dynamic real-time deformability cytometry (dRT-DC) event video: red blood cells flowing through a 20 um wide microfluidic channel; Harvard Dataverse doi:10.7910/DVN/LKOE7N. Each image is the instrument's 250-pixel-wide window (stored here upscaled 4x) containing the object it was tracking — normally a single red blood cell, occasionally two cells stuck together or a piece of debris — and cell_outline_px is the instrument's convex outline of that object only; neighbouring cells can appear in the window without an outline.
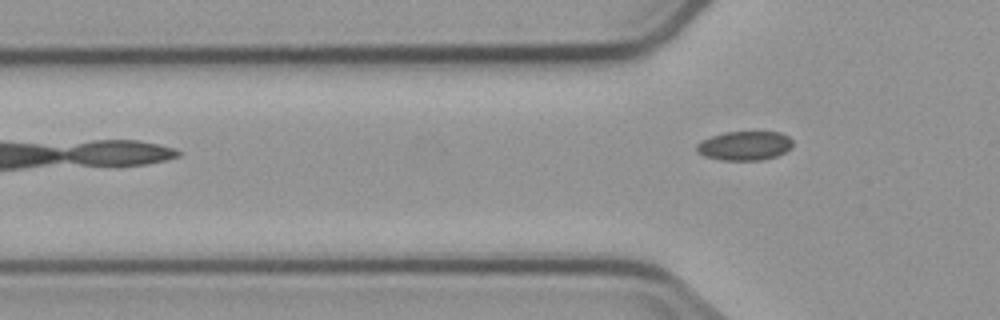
{"species": "common noctule bat (a hibernating species)", "species_latin": "Nyctalus noctula", "temperature_condition": "cold", "stored_images_in_passage": 2, "camera_frame_rate_fps": 3000, "um_per_image_px": 0.085, "animal": {"sex": "male", "body_mass_g": 23.1, "forearm_length_mm": 52.7}, "frame": {"image": 1, "passage_image": 2, "time_ms": 1.333, "image_size_px": [1000, 320], "cell_outline_px": [[792, 148], [776, 156], [760, 160], [720, 160], [704, 156], [696, 152], [696, 144], [712, 136], [724, 132], [780, 132], [788, 136], [792, 140]], "centroid_in_image_um": [63.29, 12.39], "position_along_channel_um": 62.5, "area_um2": 16.3}}